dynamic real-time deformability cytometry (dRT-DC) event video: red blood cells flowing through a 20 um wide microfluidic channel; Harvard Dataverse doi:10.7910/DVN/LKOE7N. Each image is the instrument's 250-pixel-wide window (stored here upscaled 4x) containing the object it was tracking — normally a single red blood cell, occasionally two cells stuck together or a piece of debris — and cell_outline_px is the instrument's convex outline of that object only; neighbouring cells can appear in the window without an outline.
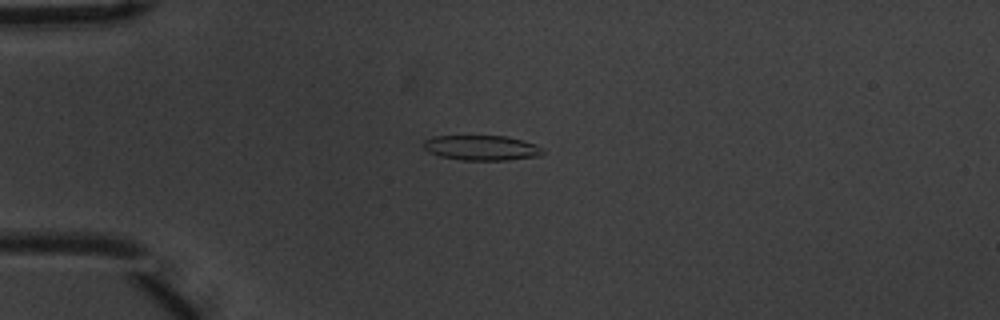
{"species": "common noctule bat (a hibernating species)", "species_latin": "Nyctalus noctula", "temperature_condition": "warm", "stored_images_in_passage": 5, "camera_frame_rate_fps": 3000, "um_per_image_px": 0.085, "animal": {"sex": "male", "body_mass_g": 20.1, "forearm_length_mm": 53.5}, "frame": {"image": 1, "passage_image": 1, "time_ms": 0.0, "image_size_px": [1000, 320], "cell_outline_px": [[544, 152], [540, 156], [508, 160], [460, 160], [440, 156], [428, 152], [424, 148], [424, 140], [436, 136], [508, 136], [524, 140], [536, 144], [544, 148]], "centroid_in_image_um": [40.98, 12.56], "position_along_channel_um": 44.0, "area_um2": 17.57}}
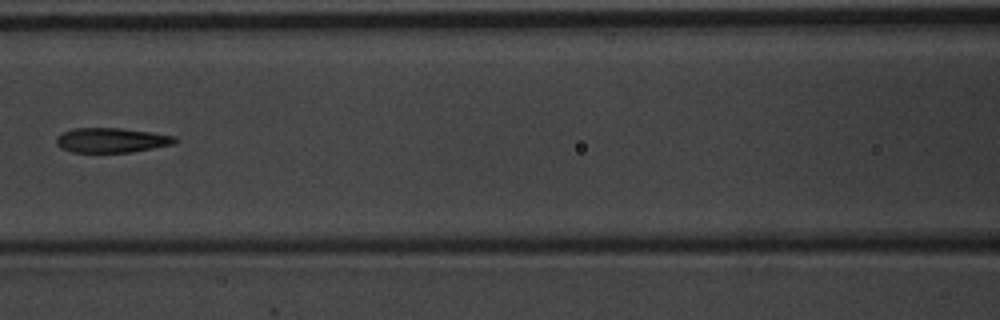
{"frame": {"image": 2, "passage_image": 4, "time_ms": 1.0, "image_size_px": [1000, 320], "cell_outline_px": [[176, 140], [172, 144], [132, 152], [72, 152], [60, 148], [56, 144], [56, 136], [72, 128], [120, 128], [152, 132], [176, 136]], "centroid_in_image_um": [9.44, 11.91], "position_along_channel_um": 157.2, "area_um2": 17.05}}
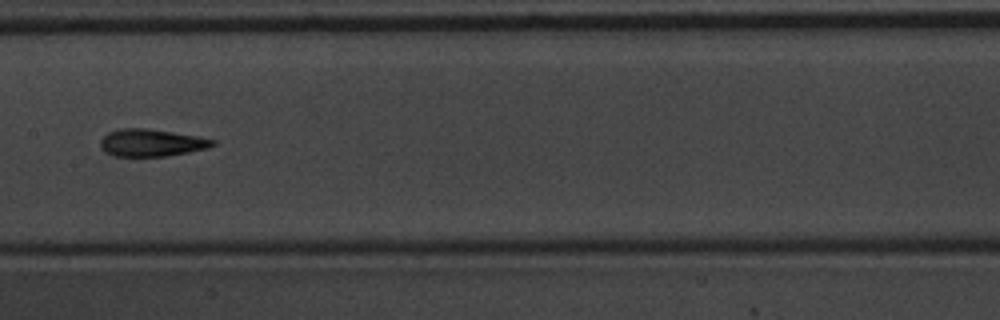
{"frame": {"image": 3, "passage_image": 5, "time_ms": 1.333, "image_size_px": [1000, 320], "cell_outline_px": [[216, 144], [208, 148], [188, 152], [164, 156], [112, 156], [104, 152], [100, 148], [100, 140], [108, 132], [120, 128], [148, 128], [200, 136], [216, 140]], "centroid_in_image_um": [12.86, 12.12], "position_along_channel_um": 194.5, "area_um2": 18.09}}